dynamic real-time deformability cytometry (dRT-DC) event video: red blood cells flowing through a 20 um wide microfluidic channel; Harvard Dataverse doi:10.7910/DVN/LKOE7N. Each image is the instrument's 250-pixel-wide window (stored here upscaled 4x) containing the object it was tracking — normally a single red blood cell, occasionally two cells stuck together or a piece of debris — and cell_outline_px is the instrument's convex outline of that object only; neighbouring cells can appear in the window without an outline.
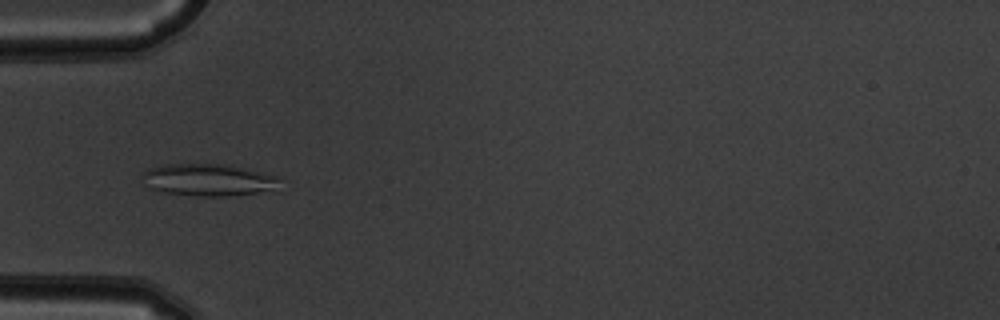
{"species": "common noctule bat (a hibernating species)", "species_latin": "Nyctalus noctula", "temperature_condition": "warm", "stored_images_in_passage": 38, "camera_frame_rate_fps": 3000, "um_per_image_px": 0.085, "animal": {"sex": "male", "body_mass_g": 19.5, "forearm_length_mm": 54.6}, "frame": {"image": 1, "passage_image": 3, "time_ms": 0.667, "image_size_px": [1000, 320], "cell_outline_px": [[280, 192], [228, 196], [192, 196], [160, 192], [152, 188], [140, 176], [148, 168], [160, 164], [228, 164], [264, 172], [276, 176], [280, 180]], "centroid_in_image_um": [17.83, 15.31], "position_along_channel_um": 67.2, "area_um2": 26.65}}
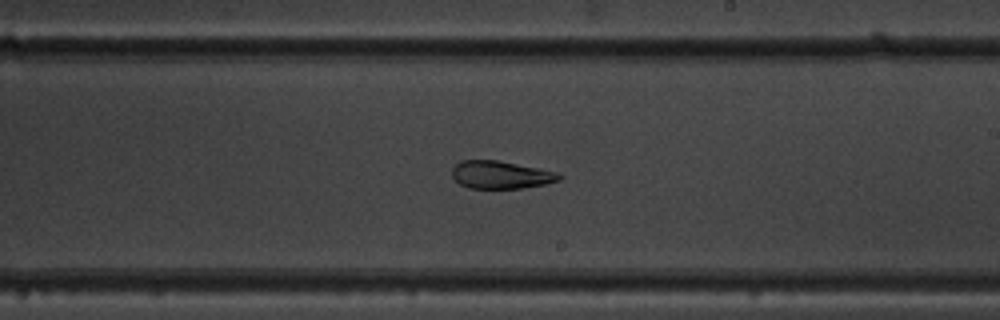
{"frame": {"image": 2, "passage_image": 17, "time_ms": 5.333, "image_size_px": [1000, 320], "cell_outline_px": [[564, 176], [560, 180], [544, 184], [520, 188], [468, 188], [460, 184], [452, 176], [452, 168], [460, 160], [496, 160], [540, 168], [560, 172]], "centroid_in_image_um": [42.59, 14.85], "position_along_channel_um": 246.4, "area_um2": 17.4}}
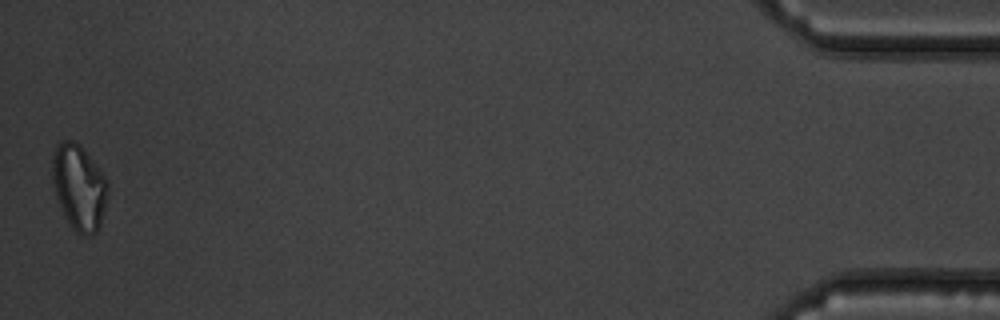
{"frame": {"image": 3, "passage_image": 38, "time_ms": 12.333, "image_size_px": [1000, 320], "cell_outline_px": [[108, 196], [100, 224], [96, 232], [92, 236], [80, 236], [72, 228], [56, 196], [52, 180], [52, 160], [56, 144], [60, 140], [72, 140], [80, 144], [108, 180]], "centroid_in_image_um": [6.73, 15.9], "position_along_channel_um": 428.5, "area_um2": 27.69}, "authors_computed_cell_mechanics": {"area_um2": 20.0277, "velocity_mm_per_s": 3.8617, "shape_relaxation_time_tau1_ms": null, "shape_relaxation_time_tau2_ms": 7.1237, "deformation_change_tau1": null, "deformation_change_tau2": 0.1292}}